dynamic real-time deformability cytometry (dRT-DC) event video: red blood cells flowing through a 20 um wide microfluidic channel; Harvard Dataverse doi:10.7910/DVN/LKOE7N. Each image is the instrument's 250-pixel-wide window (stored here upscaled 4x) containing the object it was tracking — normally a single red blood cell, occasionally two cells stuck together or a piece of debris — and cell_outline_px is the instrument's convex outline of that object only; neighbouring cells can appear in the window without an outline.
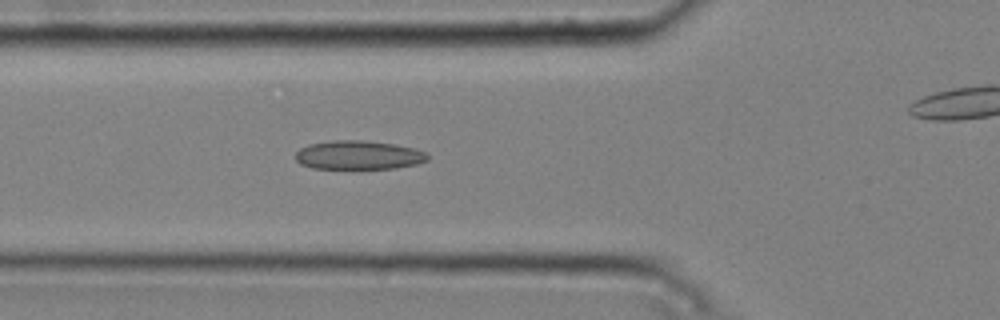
{"species": "common noctule bat (a hibernating species)", "species_latin": "Nyctalus noctula", "temperature_condition": "cold", "stored_images_in_passage": 6, "camera_frame_rate_fps": 3000, "um_per_image_px": 0.085, "animal": {"sex": "male", "body_mass_g": 20.4}, "frame": {"image": 1, "passage_image": 5, "time_ms": 1.333, "image_size_px": [1000, 320], "cell_outline_px": [[428, 160], [416, 164], [396, 168], [312, 168], [300, 164], [296, 160], [296, 152], [300, 148], [308, 144], [336, 140], [360, 140], [396, 144], [416, 148], [424, 152], [428, 156]], "centroid_in_image_um": [30.47, 13.17], "position_along_channel_um": 95.3, "area_um2": 22.14}}